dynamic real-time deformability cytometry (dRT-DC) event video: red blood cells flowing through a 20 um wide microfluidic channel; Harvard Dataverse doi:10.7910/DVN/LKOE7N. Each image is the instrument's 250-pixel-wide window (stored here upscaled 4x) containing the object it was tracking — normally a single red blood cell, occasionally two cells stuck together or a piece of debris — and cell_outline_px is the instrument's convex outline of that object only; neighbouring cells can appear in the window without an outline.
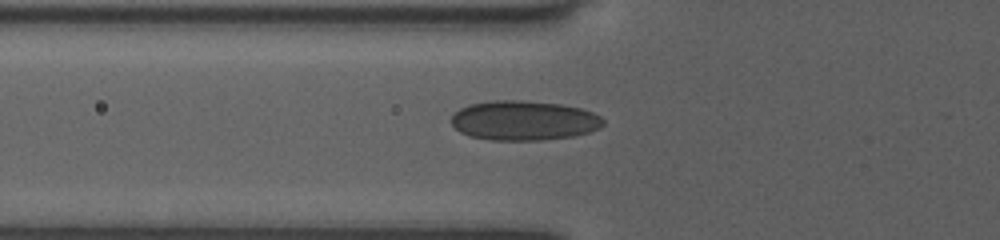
{"species": "human", "species_latin": "Homo sapiens", "temperature_condition": "room temperature", "stored_images_in_passage": 28, "camera_frame_rate_fps": 3000, "um_per_image_px": 0.085, "donor": {"sex": "female"}, "frame": {"image": 1, "passage_image": 2, "time_ms": 0.333, "image_size_px": [1000, 240], "cell_outline_px": [[604, 124], [600, 128], [588, 132], [572, 136], [544, 140], [492, 140], [468, 136], [460, 132], [452, 124], [452, 116], [460, 108], [468, 104], [492, 100], [520, 100], [560, 104], [580, 108], [592, 112], [600, 116], [604, 120]], "centroid_in_image_um": [44.52, 10.24], "position_along_channel_um": 81.3, "area_um2": 35.14}}
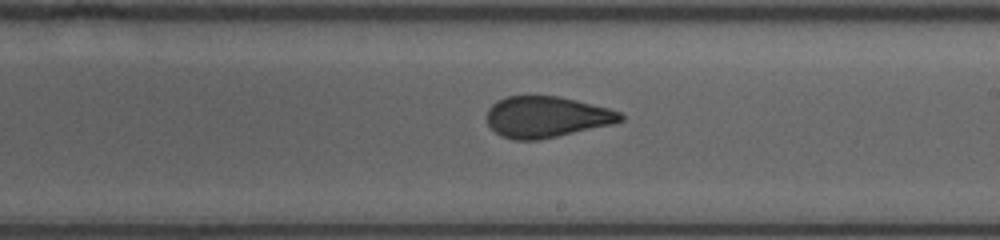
{"frame": {"image": 2, "passage_image": 14, "time_ms": 4.333, "image_size_px": [1000, 240], "cell_outline_px": [[624, 120], [612, 124], [556, 136], [536, 140], [512, 140], [500, 136], [488, 124], [488, 108], [496, 100], [508, 96], [556, 96], [576, 100], [608, 108], [620, 112], [624, 116]], "centroid_in_image_um": [46.44, 9.94], "position_along_channel_um": 242.6, "area_um2": 31.79}}
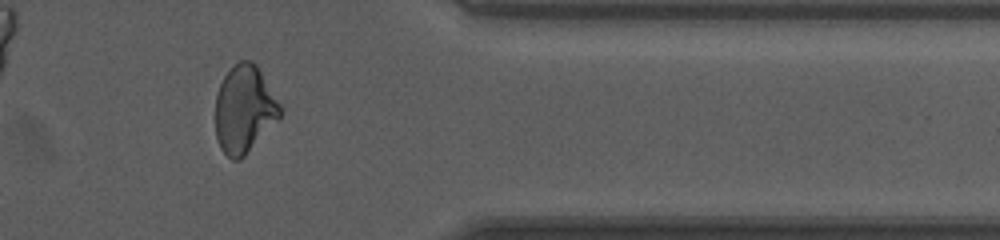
{"frame": {"image": 3, "passage_image": 26, "time_ms": 8.333, "image_size_px": [1000, 240], "cell_outline_px": [[284, 112], [244, 156], [240, 160], [232, 160], [220, 148], [216, 136], [216, 92], [224, 76], [240, 60], [252, 60], [256, 64], [284, 108]], "centroid_in_image_um": [20.78, 9.28], "position_along_channel_um": 390.6, "area_um2": 32.89}, "authors_computed_cell_mechanics": {"area_um2": 32.9171, "velocity_mm_per_s": 4.0126, "shape_relaxation_time_tau1_ms": null, "shape_relaxation_time_tau2_ms": 0.8698, "deformation_change_tau1": null, "deformation_change_tau2": 0.0662}}